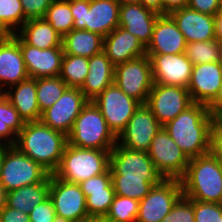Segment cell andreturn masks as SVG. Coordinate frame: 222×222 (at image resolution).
Here are the masks:
<instances>
[{
    "instance_id": "obj_1",
    "label": "cell",
    "mask_w": 222,
    "mask_h": 222,
    "mask_svg": "<svg viewBox=\"0 0 222 222\" xmlns=\"http://www.w3.org/2000/svg\"><path fill=\"white\" fill-rule=\"evenodd\" d=\"M215 122L207 105L194 102L163 127L191 159L212 151V132Z\"/></svg>"
},
{
    "instance_id": "obj_2",
    "label": "cell",
    "mask_w": 222,
    "mask_h": 222,
    "mask_svg": "<svg viewBox=\"0 0 222 222\" xmlns=\"http://www.w3.org/2000/svg\"><path fill=\"white\" fill-rule=\"evenodd\" d=\"M68 144L66 134L53 130L39 121L26 122L17 134L14 146L30 157L49 174L58 168Z\"/></svg>"
},
{
    "instance_id": "obj_3",
    "label": "cell",
    "mask_w": 222,
    "mask_h": 222,
    "mask_svg": "<svg viewBox=\"0 0 222 222\" xmlns=\"http://www.w3.org/2000/svg\"><path fill=\"white\" fill-rule=\"evenodd\" d=\"M180 182L189 199L222 204V163L212 151L191 158Z\"/></svg>"
},
{
    "instance_id": "obj_4",
    "label": "cell",
    "mask_w": 222,
    "mask_h": 222,
    "mask_svg": "<svg viewBox=\"0 0 222 222\" xmlns=\"http://www.w3.org/2000/svg\"><path fill=\"white\" fill-rule=\"evenodd\" d=\"M110 153L111 150L79 148L68 143L53 175L80 184L110 168Z\"/></svg>"
},
{
    "instance_id": "obj_5",
    "label": "cell",
    "mask_w": 222,
    "mask_h": 222,
    "mask_svg": "<svg viewBox=\"0 0 222 222\" xmlns=\"http://www.w3.org/2000/svg\"><path fill=\"white\" fill-rule=\"evenodd\" d=\"M67 137L70 145L79 148L112 150L117 144V137L93 101L82 108Z\"/></svg>"
},
{
    "instance_id": "obj_6",
    "label": "cell",
    "mask_w": 222,
    "mask_h": 222,
    "mask_svg": "<svg viewBox=\"0 0 222 222\" xmlns=\"http://www.w3.org/2000/svg\"><path fill=\"white\" fill-rule=\"evenodd\" d=\"M117 0H71L73 29H84L103 37L119 27Z\"/></svg>"
},
{
    "instance_id": "obj_7",
    "label": "cell",
    "mask_w": 222,
    "mask_h": 222,
    "mask_svg": "<svg viewBox=\"0 0 222 222\" xmlns=\"http://www.w3.org/2000/svg\"><path fill=\"white\" fill-rule=\"evenodd\" d=\"M50 174L14 145H4L0 184L7 193L18 188L43 182Z\"/></svg>"
},
{
    "instance_id": "obj_8",
    "label": "cell",
    "mask_w": 222,
    "mask_h": 222,
    "mask_svg": "<svg viewBox=\"0 0 222 222\" xmlns=\"http://www.w3.org/2000/svg\"><path fill=\"white\" fill-rule=\"evenodd\" d=\"M147 153L163 179L180 180L190 161L164 127L155 135Z\"/></svg>"
},
{
    "instance_id": "obj_9",
    "label": "cell",
    "mask_w": 222,
    "mask_h": 222,
    "mask_svg": "<svg viewBox=\"0 0 222 222\" xmlns=\"http://www.w3.org/2000/svg\"><path fill=\"white\" fill-rule=\"evenodd\" d=\"M114 83L127 95L145 104L153 86L152 65L147 55L115 66Z\"/></svg>"
},
{
    "instance_id": "obj_10",
    "label": "cell",
    "mask_w": 222,
    "mask_h": 222,
    "mask_svg": "<svg viewBox=\"0 0 222 222\" xmlns=\"http://www.w3.org/2000/svg\"><path fill=\"white\" fill-rule=\"evenodd\" d=\"M93 102L116 137L141 105L139 101L127 96L115 83L105 88Z\"/></svg>"
},
{
    "instance_id": "obj_11",
    "label": "cell",
    "mask_w": 222,
    "mask_h": 222,
    "mask_svg": "<svg viewBox=\"0 0 222 222\" xmlns=\"http://www.w3.org/2000/svg\"><path fill=\"white\" fill-rule=\"evenodd\" d=\"M182 195L180 180L162 179L139 201L136 222H161Z\"/></svg>"
},
{
    "instance_id": "obj_12",
    "label": "cell",
    "mask_w": 222,
    "mask_h": 222,
    "mask_svg": "<svg viewBox=\"0 0 222 222\" xmlns=\"http://www.w3.org/2000/svg\"><path fill=\"white\" fill-rule=\"evenodd\" d=\"M49 198L56 215L72 222H89L86 198L79 184L70 183L50 174Z\"/></svg>"
},
{
    "instance_id": "obj_13",
    "label": "cell",
    "mask_w": 222,
    "mask_h": 222,
    "mask_svg": "<svg viewBox=\"0 0 222 222\" xmlns=\"http://www.w3.org/2000/svg\"><path fill=\"white\" fill-rule=\"evenodd\" d=\"M193 103L187 88L153 84L145 105L164 126Z\"/></svg>"
},
{
    "instance_id": "obj_14",
    "label": "cell",
    "mask_w": 222,
    "mask_h": 222,
    "mask_svg": "<svg viewBox=\"0 0 222 222\" xmlns=\"http://www.w3.org/2000/svg\"><path fill=\"white\" fill-rule=\"evenodd\" d=\"M88 101L80 88L68 87L50 108L42 112L40 121L68 136L74 121Z\"/></svg>"
},
{
    "instance_id": "obj_15",
    "label": "cell",
    "mask_w": 222,
    "mask_h": 222,
    "mask_svg": "<svg viewBox=\"0 0 222 222\" xmlns=\"http://www.w3.org/2000/svg\"><path fill=\"white\" fill-rule=\"evenodd\" d=\"M163 126L145 105L141 104L117 137V144L131 150L148 151Z\"/></svg>"
},
{
    "instance_id": "obj_16",
    "label": "cell",
    "mask_w": 222,
    "mask_h": 222,
    "mask_svg": "<svg viewBox=\"0 0 222 222\" xmlns=\"http://www.w3.org/2000/svg\"><path fill=\"white\" fill-rule=\"evenodd\" d=\"M111 175L133 179H163L146 151L131 150L116 144L110 153Z\"/></svg>"
},
{
    "instance_id": "obj_17",
    "label": "cell",
    "mask_w": 222,
    "mask_h": 222,
    "mask_svg": "<svg viewBox=\"0 0 222 222\" xmlns=\"http://www.w3.org/2000/svg\"><path fill=\"white\" fill-rule=\"evenodd\" d=\"M147 56L152 65L153 84L188 88L193 64L185 53Z\"/></svg>"
},
{
    "instance_id": "obj_18",
    "label": "cell",
    "mask_w": 222,
    "mask_h": 222,
    "mask_svg": "<svg viewBox=\"0 0 222 222\" xmlns=\"http://www.w3.org/2000/svg\"><path fill=\"white\" fill-rule=\"evenodd\" d=\"M28 78L20 36L16 33L0 39V93Z\"/></svg>"
},
{
    "instance_id": "obj_19",
    "label": "cell",
    "mask_w": 222,
    "mask_h": 222,
    "mask_svg": "<svg viewBox=\"0 0 222 222\" xmlns=\"http://www.w3.org/2000/svg\"><path fill=\"white\" fill-rule=\"evenodd\" d=\"M221 85L220 62L193 65L187 88L193 102L209 106L217 97Z\"/></svg>"
},
{
    "instance_id": "obj_20",
    "label": "cell",
    "mask_w": 222,
    "mask_h": 222,
    "mask_svg": "<svg viewBox=\"0 0 222 222\" xmlns=\"http://www.w3.org/2000/svg\"><path fill=\"white\" fill-rule=\"evenodd\" d=\"M20 49L29 78L37 79L60 75L64 56L63 48L38 49L28 45L20 37Z\"/></svg>"
},
{
    "instance_id": "obj_21",
    "label": "cell",
    "mask_w": 222,
    "mask_h": 222,
    "mask_svg": "<svg viewBox=\"0 0 222 222\" xmlns=\"http://www.w3.org/2000/svg\"><path fill=\"white\" fill-rule=\"evenodd\" d=\"M186 40L169 14H160L153 27L146 55L185 53Z\"/></svg>"
},
{
    "instance_id": "obj_22",
    "label": "cell",
    "mask_w": 222,
    "mask_h": 222,
    "mask_svg": "<svg viewBox=\"0 0 222 222\" xmlns=\"http://www.w3.org/2000/svg\"><path fill=\"white\" fill-rule=\"evenodd\" d=\"M187 43L215 40L214 16L203 14L188 6L169 13Z\"/></svg>"
},
{
    "instance_id": "obj_23",
    "label": "cell",
    "mask_w": 222,
    "mask_h": 222,
    "mask_svg": "<svg viewBox=\"0 0 222 222\" xmlns=\"http://www.w3.org/2000/svg\"><path fill=\"white\" fill-rule=\"evenodd\" d=\"M159 15L140 3L120 5L119 27L136 36L147 47L151 42L153 27Z\"/></svg>"
},
{
    "instance_id": "obj_24",
    "label": "cell",
    "mask_w": 222,
    "mask_h": 222,
    "mask_svg": "<svg viewBox=\"0 0 222 222\" xmlns=\"http://www.w3.org/2000/svg\"><path fill=\"white\" fill-rule=\"evenodd\" d=\"M103 51L114 66L146 55V47L141 41L122 27L104 37Z\"/></svg>"
},
{
    "instance_id": "obj_25",
    "label": "cell",
    "mask_w": 222,
    "mask_h": 222,
    "mask_svg": "<svg viewBox=\"0 0 222 222\" xmlns=\"http://www.w3.org/2000/svg\"><path fill=\"white\" fill-rule=\"evenodd\" d=\"M88 74L80 90L93 101L105 88L114 83L115 66L104 51L89 58Z\"/></svg>"
},
{
    "instance_id": "obj_26",
    "label": "cell",
    "mask_w": 222,
    "mask_h": 222,
    "mask_svg": "<svg viewBox=\"0 0 222 222\" xmlns=\"http://www.w3.org/2000/svg\"><path fill=\"white\" fill-rule=\"evenodd\" d=\"M36 93L35 78H28L3 92L25 123L39 121L41 118Z\"/></svg>"
},
{
    "instance_id": "obj_27",
    "label": "cell",
    "mask_w": 222,
    "mask_h": 222,
    "mask_svg": "<svg viewBox=\"0 0 222 222\" xmlns=\"http://www.w3.org/2000/svg\"><path fill=\"white\" fill-rule=\"evenodd\" d=\"M17 34L28 45L38 49L63 48L62 36L44 18L27 20Z\"/></svg>"
},
{
    "instance_id": "obj_28",
    "label": "cell",
    "mask_w": 222,
    "mask_h": 222,
    "mask_svg": "<svg viewBox=\"0 0 222 222\" xmlns=\"http://www.w3.org/2000/svg\"><path fill=\"white\" fill-rule=\"evenodd\" d=\"M103 45V36L84 29H73L62 37L64 54L90 58L103 51Z\"/></svg>"
},
{
    "instance_id": "obj_29",
    "label": "cell",
    "mask_w": 222,
    "mask_h": 222,
    "mask_svg": "<svg viewBox=\"0 0 222 222\" xmlns=\"http://www.w3.org/2000/svg\"><path fill=\"white\" fill-rule=\"evenodd\" d=\"M50 175L40 183L24 186L6 193L5 204L29 214L34 206L49 197Z\"/></svg>"
},
{
    "instance_id": "obj_30",
    "label": "cell",
    "mask_w": 222,
    "mask_h": 222,
    "mask_svg": "<svg viewBox=\"0 0 222 222\" xmlns=\"http://www.w3.org/2000/svg\"><path fill=\"white\" fill-rule=\"evenodd\" d=\"M25 122L8 98L0 93V144L14 145Z\"/></svg>"
},
{
    "instance_id": "obj_31",
    "label": "cell",
    "mask_w": 222,
    "mask_h": 222,
    "mask_svg": "<svg viewBox=\"0 0 222 222\" xmlns=\"http://www.w3.org/2000/svg\"><path fill=\"white\" fill-rule=\"evenodd\" d=\"M89 58L64 54L59 77L68 87L80 88L88 74Z\"/></svg>"
},
{
    "instance_id": "obj_32",
    "label": "cell",
    "mask_w": 222,
    "mask_h": 222,
    "mask_svg": "<svg viewBox=\"0 0 222 222\" xmlns=\"http://www.w3.org/2000/svg\"><path fill=\"white\" fill-rule=\"evenodd\" d=\"M162 179L123 178V175H112L116 195L141 201Z\"/></svg>"
},
{
    "instance_id": "obj_33",
    "label": "cell",
    "mask_w": 222,
    "mask_h": 222,
    "mask_svg": "<svg viewBox=\"0 0 222 222\" xmlns=\"http://www.w3.org/2000/svg\"><path fill=\"white\" fill-rule=\"evenodd\" d=\"M67 88V84L59 76L37 78L36 97L41 113L50 108Z\"/></svg>"
},
{
    "instance_id": "obj_34",
    "label": "cell",
    "mask_w": 222,
    "mask_h": 222,
    "mask_svg": "<svg viewBox=\"0 0 222 222\" xmlns=\"http://www.w3.org/2000/svg\"><path fill=\"white\" fill-rule=\"evenodd\" d=\"M43 18L63 37L73 30L71 0H54Z\"/></svg>"
},
{
    "instance_id": "obj_35",
    "label": "cell",
    "mask_w": 222,
    "mask_h": 222,
    "mask_svg": "<svg viewBox=\"0 0 222 222\" xmlns=\"http://www.w3.org/2000/svg\"><path fill=\"white\" fill-rule=\"evenodd\" d=\"M86 198V208L92 220L101 221L109 211L115 191L113 183L107 188L97 191H82Z\"/></svg>"
},
{
    "instance_id": "obj_36",
    "label": "cell",
    "mask_w": 222,
    "mask_h": 222,
    "mask_svg": "<svg viewBox=\"0 0 222 222\" xmlns=\"http://www.w3.org/2000/svg\"><path fill=\"white\" fill-rule=\"evenodd\" d=\"M27 21L21 0H0V27L8 34H16Z\"/></svg>"
},
{
    "instance_id": "obj_37",
    "label": "cell",
    "mask_w": 222,
    "mask_h": 222,
    "mask_svg": "<svg viewBox=\"0 0 222 222\" xmlns=\"http://www.w3.org/2000/svg\"><path fill=\"white\" fill-rule=\"evenodd\" d=\"M221 43L210 40L186 43L185 54L193 65L220 61Z\"/></svg>"
},
{
    "instance_id": "obj_38",
    "label": "cell",
    "mask_w": 222,
    "mask_h": 222,
    "mask_svg": "<svg viewBox=\"0 0 222 222\" xmlns=\"http://www.w3.org/2000/svg\"><path fill=\"white\" fill-rule=\"evenodd\" d=\"M138 208V200L115 194L109 211L101 222H136Z\"/></svg>"
},
{
    "instance_id": "obj_39",
    "label": "cell",
    "mask_w": 222,
    "mask_h": 222,
    "mask_svg": "<svg viewBox=\"0 0 222 222\" xmlns=\"http://www.w3.org/2000/svg\"><path fill=\"white\" fill-rule=\"evenodd\" d=\"M161 222H195L194 200L182 195Z\"/></svg>"
},
{
    "instance_id": "obj_40",
    "label": "cell",
    "mask_w": 222,
    "mask_h": 222,
    "mask_svg": "<svg viewBox=\"0 0 222 222\" xmlns=\"http://www.w3.org/2000/svg\"><path fill=\"white\" fill-rule=\"evenodd\" d=\"M195 222H222V204L194 200Z\"/></svg>"
},
{
    "instance_id": "obj_41",
    "label": "cell",
    "mask_w": 222,
    "mask_h": 222,
    "mask_svg": "<svg viewBox=\"0 0 222 222\" xmlns=\"http://www.w3.org/2000/svg\"><path fill=\"white\" fill-rule=\"evenodd\" d=\"M54 0H21L24 16L27 20L43 18Z\"/></svg>"
},
{
    "instance_id": "obj_42",
    "label": "cell",
    "mask_w": 222,
    "mask_h": 222,
    "mask_svg": "<svg viewBox=\"0 0 222 222\" xmlns=\"http://www.w3.org/2000/svg\"><path fill=\"white\" fill-rule=\"evenodd\" d=\"M55 216L53 202L49 197L41 204L34 206L29 213L31 222H53Z\"/></svg>"
},
{
    "instance_id": "obj_43",
    "label": "cell",
    "mask_w": 222,
    "mask_h": 222,
    "mask_svg": "<svg viewBox=\"0 0 222 222\" xmlns=\"http://www.w3.org/2000/svg\"><path fill=\"white\" fill-rule=\"evenodd\" d=\"M112 183L110 168L100 175L91 177L79 185L82 191H97L107 188Z\"/></svg>"
},
{
    "instance_id": "obj_44",
    "label": "cell",
    "mask_w": 222,
    "mask_h": 222,
    "mask_svg": "<svg viewBox=\"0 0 222 222\" xmlns=\"http://www.w3.org/2000/svg\"><path fill=\"white\" fill-rule=\"evenodd\" d=\"M220 0H189L188 7L197 12L215 16L219 11Z\"/></svg>"
},
{
    "instance_id": "obj_45",
    "label": "cell",
    "mask_w": 222,
    "mask_h": 222,
    "mask_svg": "<svg viewBox=\"0 0 222 222\" xmlns=\"http://www.w3.org/2000/svg\"><path fill=\"white\" fill-rule=\"evenodd\" d=\"M1 222H31L29 214L8 207L6 204L0 207Z\"/></svg>"
},
{
    "instance_id": "obj_46",
    "label": "cell",
    "mask_w": 222,
    "mask_h": 222,
    "mask_svg": "<svg viewBox=\"0 0 222 222\" xmlns=\"http://www.w3.org/2000/svg\"><path fill=\"white\" fill-rule=\"evenodd\" d=\"M212 152L222 163V120H216L212 132Z\"/></svg>"
},
{
    "instance_id": "obj_47",
    "label": "cell",
    "mask_w": 222,
    "mask_h": 222,
    "mask_svg": "<svg viewBox=\"0 0 222 222\" xmlns=\"http://www.w3.org/2000/svg\"><path fill=\"white\" fill-rule=\"evenodd\" d=\"M209 112L215 120H222V85L215 100L208 106Z\"/></svg>"
},
{
    "instance_id": "obj_48",
    "label": "cell",
    "mask_w": 222,
    "mask_h": 222,
    "mask_svg": "<svg viewBox=\"0 0 222 222\" xmlns=\"http://www.w3.org/2000/svg\"><path fill=\"white\" fill-rule=\"evenodd\" d=\"M189 0H163V14L188 6Z\"/></svg>"
},
{
    "instance_id": "obj_49",
    "label": "cell",
    "mask_w": 222,
    "mask_h": 222,
    "mask_svg": "<svg viewBox=\"0 0 222 222\" xmlns=\"http://www.w3.org/2000/svg\"><path fill=\"white\" fill-rule=\"evenodd\" d=\"M139 3L158 14H163V0H139Z\"/></svg>"
},
{
    "instance_id": "obj_50",
    "label": "cell",
    "mask_w": 222,
    "mask_h": 222,
    "mask_svg": "<svg viewBox=\"0 0 222 222\" xmlns=\"http://www.w3.org/2000/svg\"><path fill=\"white\" fill-rule=\"evenodd\" d=\"M214 21H215V38L217 41L222 43V15L217 13L214 16Z\"/></svg>"
},
{
    "instance_id": "obj_51",
    "label": "cell",
    "mask_w": 222,
    "mask_h": 222,
    "mask_svg": "<svg viewBox=\"0 0 222 222\" xmlns=\"http://www.w3.org/2000/svg\"><path fill=\"white\" fill-rule=\"evenodd\" d=\"M5 197H6V192L4 191V188L0 184V207L5 204Z\"/></svg>"
},
{
    "instance_id": "obj_52",
    "label": "cell",
    "mask_w": 222,
    "mask_h": 222,
    "mask_svg": "<svg viewBox=\"0 0 222 222\" xmlns=\"http://www.w3.org/2000/svg\"><path fill=\"white\" fill-rule=\"evenodd\" d=\"M3 159H4V145L0 144V175H1L2 166H3Z\"/></svg>"
},
{
    "instance_id": "obj_53",
    "label": "cell",
    "mask_w": 222,
    "mask_h": 222,
    "mask_svg": "<svg viewBox=\"0 0 222 222\" xmlns=\"http://www.w3.org/2000/svg\"><path fill=\"white\" fill-rule=\"evenodd\" d=\"M117 1L120 3V5L139 3V0H117Z\"/></svg>"
},
{
    "instance_id": "obj_54",
    "label": "cell",
    "mask_w": 222,
    "mask_h": 222,
    "mask_svg": "<svg viewBox=\"0 0 222 222\" xmlns=\"http://www.w3.org/2000/svg\"><path fill=\"white\" fill-rule=\"evenodd\" d=\"M53 222H72V221L68 220L62 216L56 215Z\"/></svg>"
},
{
    "instance_id": "obj_55",
    "label": "cell",
    "mask_w": 222,
    "mask_h": 222,
    "mask_svg": "<svg viewBox=\"0 0 222 222\" xmlns=\"http://www.w3.org/2000/svg\"><path fill=\"white\" fill-rule=\"evenodd\" d=\"M8 34L0 27V39L7 37Z\"/></svg>"
},
{
    "instance_id": "obj_56",
    "label": "cell",
    "mask_w": 222,
    "mask_h": 222,
    "mask_svg": "<svg viewBox=\"0 0 222 222\" xmlns=\"http://www.w3.org/2000/svg\"><path fill=\"white\" fill-rule=\"evenodd\" d=\"M218 14H221V15H222V0H220V3H219V11H218Z\"/></svg>"
},
{
    "instance_id": "obj_57",
    "label": "cell",
    "mask_w": 222,
    "mask_h": 222,
    "mask_svg": "<svg viewBox=\"0 0 222 222\" xmlns=\"http://www.w3.org/2000/svg\"><path fill=\"white\" fill-rule=\"evenodd\" d=\"M220 64H221V66H222V43H221V51H220Z\"/></svg>"
},
{
    "instance_id": "obj_58",
    "label": "cell",
    "mask_w": 222,
    "mask_h": 222,
    "mask_svg": "<svg viewBox=\"0 0 222 222\" xmlns=\"http://www.w3.org/2000/svg\"><path fill=\"white\" fill-rule=\"evenodd\" d=\"M89 222H101V221H98V220H91Z\"/></svg>"
}]
</instances>
